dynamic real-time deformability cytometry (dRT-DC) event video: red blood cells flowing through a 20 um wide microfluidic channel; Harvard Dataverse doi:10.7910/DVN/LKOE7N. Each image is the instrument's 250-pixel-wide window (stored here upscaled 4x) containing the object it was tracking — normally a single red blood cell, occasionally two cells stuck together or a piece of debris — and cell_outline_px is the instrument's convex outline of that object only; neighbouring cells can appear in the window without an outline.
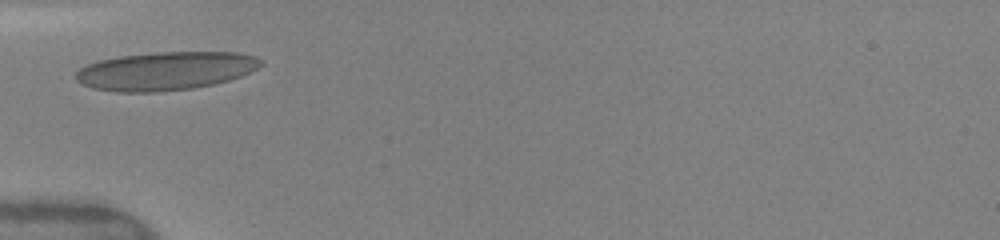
{"species": "human", "species_latin": "Homo sapiens", "temperature_condition": "warm", "stored_images_in_passage": 2, "camera_frame_rate_fps": 3000, "um_per_image_px": 0.085, "donor": {"sex": "female"}, "frame": {"image": 1, "passage_image": 1, "time_ms": 0.0, "image_size_px": [1000, 240], "cell_outline_px": [[264, 64], [240, 76], [228, 80], [212, 84], [192, 88], [156, 92], [116, 92], [92, 88], [76, 80], [76, 72], [80, 68], [88, 64], [100, 60], [120, 56], [156, 52], [240, 52], [256, 56], [264, 60]], "centroid_in_image_um": [14.09, 6.02], "position_along_channel_um": 70.9, "area_um2": 41.33}}